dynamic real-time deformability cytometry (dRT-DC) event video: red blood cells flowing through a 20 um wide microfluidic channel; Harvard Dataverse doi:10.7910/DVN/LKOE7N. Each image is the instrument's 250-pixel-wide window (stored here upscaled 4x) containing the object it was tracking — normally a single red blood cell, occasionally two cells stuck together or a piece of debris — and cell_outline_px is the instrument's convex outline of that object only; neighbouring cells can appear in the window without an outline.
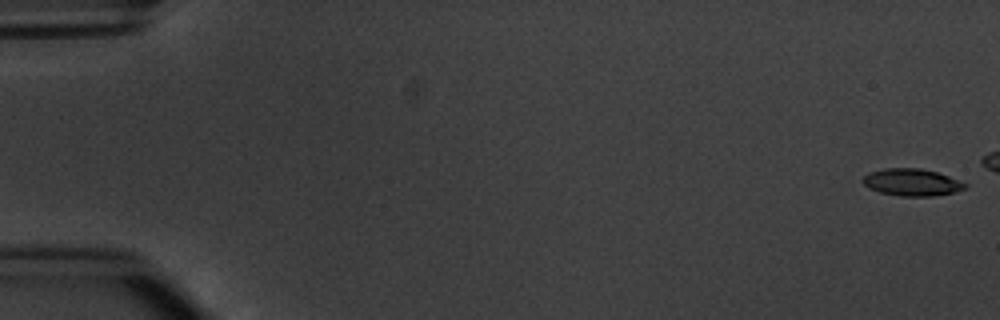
{"species": "common noctule bat (a hibernating species)", "species_latin": "Nyctalus noctula", "temperature_condition": "warm", "stored_images_in_passage": 6, "camera_frame_rate_fps": 3000, "um_per_image_px": 0.085, "animal": {"sex": "male", "body_mass_g": 20.1, "forearm_length_mm": 53.5}, "frame": {"image": 1, "passage_image": 1, "time_ms": 0.0, "image_size_px": [1000, 320], "cell_outline_px": [[968, 188], [956, 192], [932, 196], [900, 196], [880, 192], [868, 188], [860, 180], [864, 176], [872, 172], [884, 168], [920, 168], [936, 172], [948, 176], [968, 184]], "centroid_in_image_um": [77.52, 15.5], "position_along_channel_um": 7.5, "area_um2": 16.18}}